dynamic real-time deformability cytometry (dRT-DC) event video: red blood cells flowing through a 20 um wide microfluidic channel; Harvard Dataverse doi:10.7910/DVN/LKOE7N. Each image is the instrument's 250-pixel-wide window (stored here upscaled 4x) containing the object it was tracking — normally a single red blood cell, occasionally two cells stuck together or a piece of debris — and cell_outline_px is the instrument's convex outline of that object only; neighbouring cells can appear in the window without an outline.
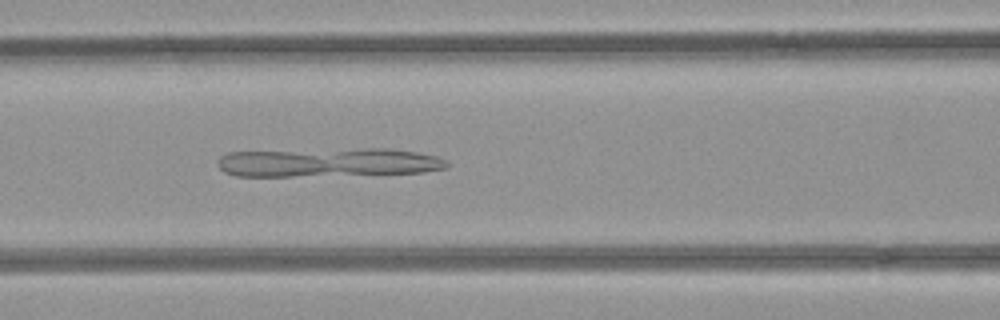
{"species": "common noctule bat (a hibernating species)", "species_latin": "Nyctalus noctula", "temperature_condition": "room temperature", "stored_images_in_passage": 52, "camera_frame_rate_fps": 3000, "um_per_image_px": 0.085, "animal": {"sex": "female", "body_mass_g": 21.9}, "frame": {"image": 1, "passage_image": 22, "time_ms": 7.0, "image_size_px": [1000, 320], "cell_outline_px": [[448, 168], [424, 172], [292, 176], [236, 176], [224, 172], [216, 164], [216, 160], [220, 156], [228, 152], [360, 148], [392, 148], [416, 152], [436, 156], [448, 160]], "centroid_in_image_um": [27.89, 13.79], "position_along_channel_um": 138.7, "area_um2": 38.73}}
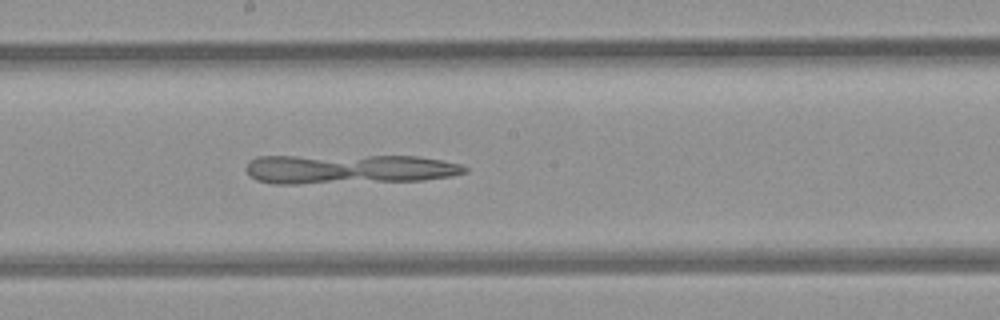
{"frame": {"image": 2, "passage_image": 28, "time_ms": 9.0, "image_size_px": [1000, 320], "cell_outline_px": [[468, 172], [452, 176], [424, 180], [296, 184], [272, 184], [256, 180], [244, 168], [248, 160], [256, 156], [416, 156], [440, 160], [460, 164], [468, 168]], "centroid_in_image_um": [29.61, 14.37], "position_along_channel_um": 218.6, "area_um2": 37.86}}
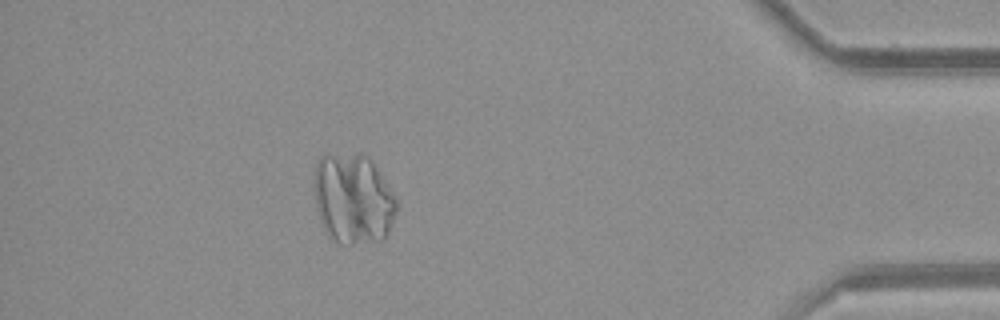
{"frame": {"image": 3, "passage_image": 46, "time_ms": 15.0, "image_size_px": [1000, 320], "cell_outline_px": [[396, 212], [384, 240], [352, 244], [336, 244], [328, 236], [324, 228], [316, 208], [316, 160], [320, 156], [368, 156], [376, 168], [396, 200]], "centroid_in_image_um": [30.01, 16.98], "position_along_channel_um": 405.2, "area_um2": 42.31}}